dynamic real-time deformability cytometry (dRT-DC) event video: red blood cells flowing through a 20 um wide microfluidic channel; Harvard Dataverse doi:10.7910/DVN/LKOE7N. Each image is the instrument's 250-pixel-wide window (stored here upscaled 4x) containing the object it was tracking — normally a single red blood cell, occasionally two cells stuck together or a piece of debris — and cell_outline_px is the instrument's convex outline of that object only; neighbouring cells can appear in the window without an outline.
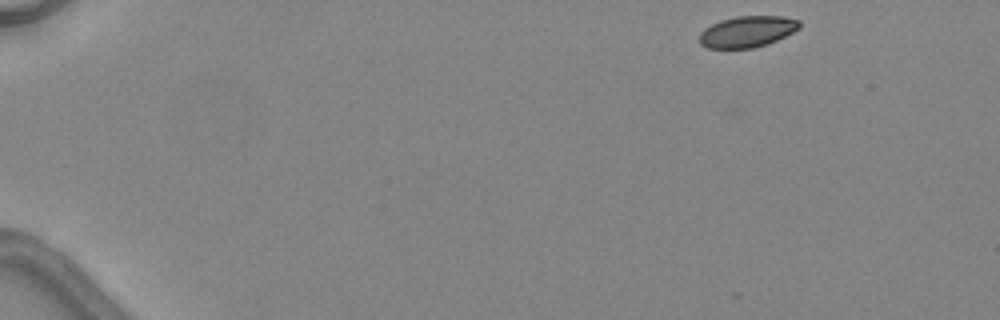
{"species": "common noctule bat (a hibernating species)", "species_latin": "Nyctalus noctula", "temperature_condition": "warm", "stored_images_in_passage": 4, "camera_frame_rate_fps": 3000, "um_per_image_px": 0.085, "animal": {"sex": "female", "body_mass_g": 24.6, "forearm_length_mm": 56.2}, "frame": {"image": 1, "passage_image": 1, "time_ms": 0.0, "image_size_px": [1000, 320], "cell_outline_px": [[800, 28], [768, 44], [752, 48], [708, 48], [700, 44], [700, 32], [704, 28], [720, 20], [736, 16], [784, 16], [800, 20]], "centroid_in_image_um": [63.51, 2.68], "position_along_channel_um": 21.5, "area_um2": 18.21}}